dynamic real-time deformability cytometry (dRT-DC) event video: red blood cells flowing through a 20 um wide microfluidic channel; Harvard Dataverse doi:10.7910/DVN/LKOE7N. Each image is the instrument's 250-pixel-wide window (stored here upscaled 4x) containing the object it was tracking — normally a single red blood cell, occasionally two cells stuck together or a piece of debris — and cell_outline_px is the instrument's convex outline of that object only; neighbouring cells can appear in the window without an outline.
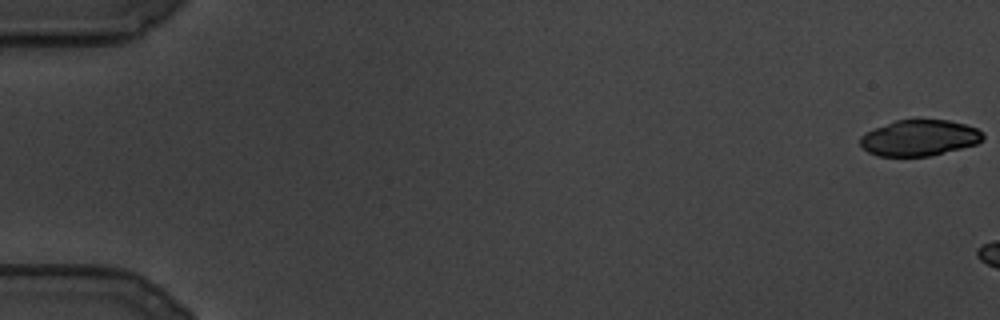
{"species": "common noctule bat (a hibernating species)", "species_latin": "Nyctalus noctula", "temperature_condition": "cold", "stored_images_in_passage": 19, "camera_frame_rate_fps": 3000, "um_per_image_px": 0.085, "animal": {"sex": "male", "body_mass_g": 19.5, "forearm_length_mm": 54.6}, "frame": {"image": 1, "passage_image": 1, "time_ms": 0.0, "image_size_px": [1000, 320], "cell_outline_px": [[984, 140], [976, 144], [928, 156], [876, 156], [868, 152], [860, 144], [860, 136], [876, 128], [896, 120], [916, 116], [948, 120], [964, 124], [976, 128], [984, 132]], "centroid_in_image_um": [78.17, 11.68], "position_along_channel_um": 6.8, "area_um2": 26.24}}